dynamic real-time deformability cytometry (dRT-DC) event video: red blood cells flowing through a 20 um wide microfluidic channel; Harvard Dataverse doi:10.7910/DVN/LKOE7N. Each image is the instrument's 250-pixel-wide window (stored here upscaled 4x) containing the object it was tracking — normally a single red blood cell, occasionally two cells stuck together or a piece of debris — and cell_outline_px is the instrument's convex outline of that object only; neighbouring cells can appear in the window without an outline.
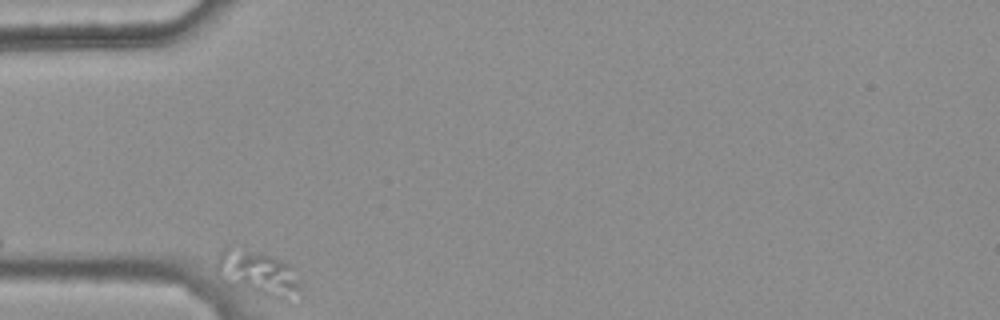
{"species": "common noctule bat (a hibernating species)", "species_latin": "Nyctalus noctula", "temperature_condition": "warm", "stored_images_in_passage": 7, "camera_frame_rate_fps": 3000, "um_per_image_px": 0.085, "animal": {"sex": "female", "body_mass_g": 25.1}, "frame": {"image": 1, "passage_image": 1, "time_ms": 0.0, "image_size_px": [1000, 320], "cell_outline_px": [[300, 288], [288, 304], [224, 284], [216, 276], [216, 260], [220, 252], [232, 240], [272, 256], [288, 264], [300, 284]], "centroid_in_image_um": [21.79, 23.18], "position_along_channel_um": 63.2, "area_um2": 23.58}}